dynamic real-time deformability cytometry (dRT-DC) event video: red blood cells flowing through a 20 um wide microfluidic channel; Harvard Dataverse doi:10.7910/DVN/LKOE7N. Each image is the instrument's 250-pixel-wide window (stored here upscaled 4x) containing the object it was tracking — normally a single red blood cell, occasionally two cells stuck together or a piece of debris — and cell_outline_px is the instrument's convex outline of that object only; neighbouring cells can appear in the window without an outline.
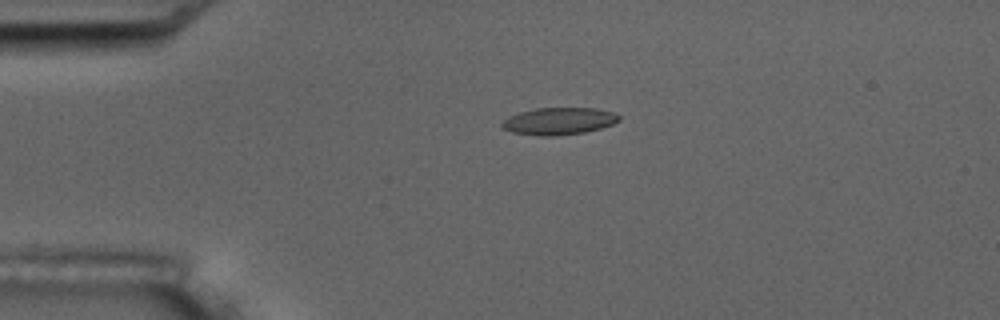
{"species": "common noctule bat (a hibernating species)", "species_latin": "Nyctalus noctula", "temperature_condition": "room temperature", "stored_images_in_passage": 4, "camera_frame_rate_fps": 3000, "um_per_image_px": 0.085, "animal": {"sex": "male", "body_mass_g": 17.5, "forearm_length_mm": 52.3}, "frame": {"image": 1, "passage_image": 3, "time_ms": 3.333, "image_size_px": [1000, 320], "cell_outline_px": [[620, 120], [612, 124], [600, 128], [584, 132], [556, 136], [540, 136], [512, 132], [504, 128], [500, 124], [508, 116], [520, 112], [536, 108], [596, 108], [616, 112], [620, 116]], "centroid_in_image_um": [47.52, 10.29], "position_along_channel_um": 37.5, "area_um2": 18.55}}